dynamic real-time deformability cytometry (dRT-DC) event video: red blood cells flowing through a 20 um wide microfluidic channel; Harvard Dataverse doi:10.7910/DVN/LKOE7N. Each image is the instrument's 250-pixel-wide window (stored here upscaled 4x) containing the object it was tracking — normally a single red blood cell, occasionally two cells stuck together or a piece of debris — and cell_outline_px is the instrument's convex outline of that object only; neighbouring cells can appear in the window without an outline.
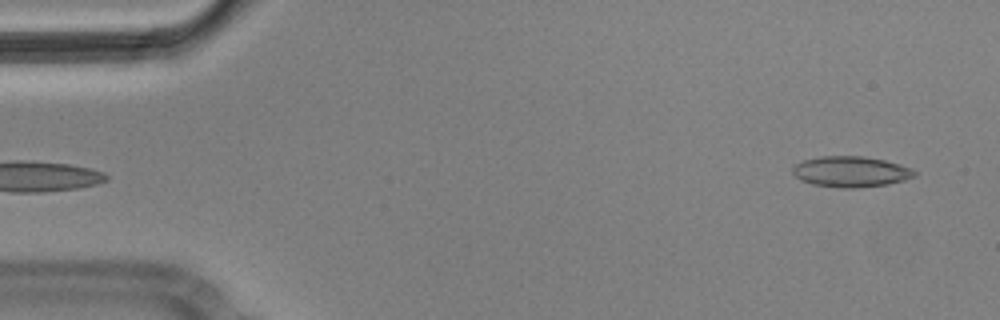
{"species": "Egyptian fruit bat (a non-hibernating species)", "species_latin": "Rousettus aegyptiacus", "temperature_condition": "cold", "stored_images_in_passage": 5, "camera_frame_rate_fps": 3000, "um_per_image_px": 0.085, "animal": {"sex": "male"}, "frame": {"image": 1, "passage_image": 5, "time_ms": 1.333, "image_size_px": [1000, 320], "cell_outline_px": [[916, 176], [904, 180], [888, 184], [856, 188], [840, 188], [812, 184], [800, 180], [792, 172], [792, 168], [796, 164], [804, 160], [820, 156], [864, 156], [884, 160], [900, 164], [912, 168], [916, 172]], "centroid_in_image_um": [72.33, 14.59], "position_along_channel_um": 12.7, "area_um2": 21.91}}